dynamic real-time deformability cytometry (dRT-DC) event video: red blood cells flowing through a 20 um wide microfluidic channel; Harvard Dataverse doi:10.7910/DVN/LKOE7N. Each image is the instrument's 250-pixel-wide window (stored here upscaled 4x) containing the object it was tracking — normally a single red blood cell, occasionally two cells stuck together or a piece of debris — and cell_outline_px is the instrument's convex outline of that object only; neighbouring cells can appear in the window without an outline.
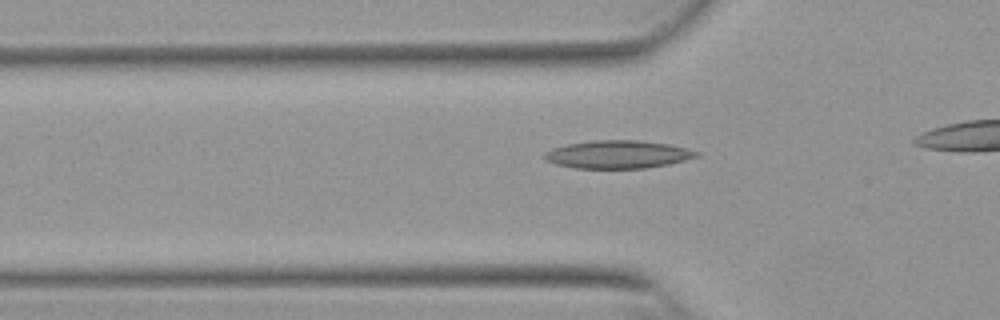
{"species": "Egyptian fruit bat (a non-hibernating species)", "species_latin": "Rousettus aegyptiacus", "temperature_condition": "warm", "stored_images_in_passage": 29, "camera_frame_rate_fps": 3000, "um_per_image_px": 0.085, "animal": {"sex": "female"}, "frame": {"image": 1, "passage_image": 4, "time_ms": 1.0, "image_size_px": [1000, 320], "cell_outline_px": [[700, 156], [668, 164], [644, 168], [576, 168], [556, 164], [544, 160], [540, 156], [544, 152], [552, 148], [568, 144], [592, 140], [636, 140], [668, 144], [688, 148], [700, 152]], "centroid_in_image_um": [52.48, 13.12], "position_along_channel_um": 73.3, "area_um2": 24.85}}
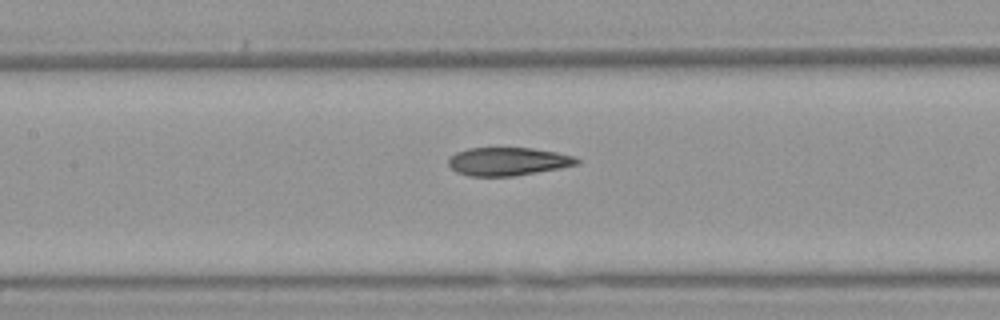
{"frame": {"image": 2, "passage_image": 11, "time_ms": 3.333, "image_size_px": [1000, 320], "cell_outline_px": [[580, 164], [560, 168], [516, 176], [468, 176], [456, 172], [448, 164], [448, 160], [456, 152], [468, 148], [532, 148], [556, 152], [576, 156], [580, 160]], "centroid_in_image_um": [43.2, 13.73], "position_along_channel_um": 164.2, "area_um2": 21.21}}
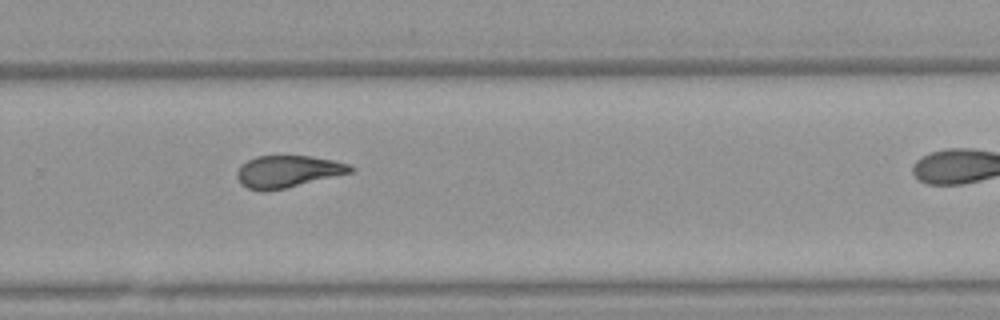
{"frame": {"image": 3, "passage_image": 22, "time_ms": 7.0, "image_size_px": [1000, 320], "cell_outline_px": [[356, 168], [352, 172], [284, 188], [264, 192], [260, 192], [248, 188], [240, 184], [236, 176], [236, 172], [240, 164], [256, 156], [308, 156], [332, 160], [348, 164]], "centroid_in_image_um": [24.4, 14.58], "position_along_channel_um": 305.4, "area_um2": 21.1}}